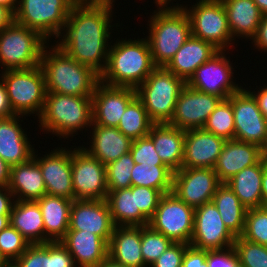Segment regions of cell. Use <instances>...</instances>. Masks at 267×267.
Masks as SVG:
<instances>
[{
	"mask_svg": "<svg viewBox=\"0 0 267 267\" xmlns=\"http://www.w3.org/2000/svg\"><path fill=\"white\" fill-rule=\"evenodd\" d=\"M112 6L113 1L79 0L72 7L65 34L60 35L63 38L57 44L75 61L99 74L108 62Z\"/></svg>",
	"mask_w": 267,
	"mask_h": 267,
	"instance_id": "1",
	"label": "cell"
},
{
	"mask_svg": "<svg viewBox=\"0 0 267 267\" xmlns=\"http://www.w3.org/2000/svg\"><path fill=\"white\" fill-rule=\"evenodd\" d=\"M53 46L55 47H52V50L49 48V51L45 46L40 61L45 75L46 91L92 97L100 82V74L93 68L75 61L57 44Z\"/></svg>",
	"mask_w": 267,
	"mask_h": 267,
	"instance_id": "2",
	"label": "cell"
},
{
	"mask_svg": "<svg viewBox=\"0 0 267 267\" xmlns=\"http://www.w3.org/2000/svg\"><path fill=\"white\" fill-rule=\"evenodd\" d=\"M156 68L148 40H119L109 47L108 62L100 81L110 86L136 89Z\"/></svg>",
	"mask_w": 267,
	"mask_h": 267,
	"instance_id": "3",
	"label": "cell"
},
{
	"mask_svg": "<svg viewBox=\"0 0 267 267\" xmlns=\"http://www.w3.org/2000/svg\"><path fill=\"white\" fill-rule=\"evenodd\" d=\"M149 21L147 40L153 63L156 67H165L192 36L189 17L181 5H159Z\"/></svg>",
	"mask_w": 267,
	"mask_h": 267,
	"instance_id": "4",
	"label": "cell"
},
{
	"mask_svg": "<svg viewBox=\"0 0 267 267\" xmlns=\"http://www.w3.org/2000/svg\"><path fill=\"white\" fill-rule=\"evenodd\" d=\"M40 128L66 138L93 123L92 97L47 92L43 110L38 117Z\"/></svg>",
	"mask_w": 267,
	"mask_h": 267,
	"instance_id": "5",
	"label": "cell"
},
{
	"mask_svg": "<svg viewBox=\"0 0 267 267\" xmlns=\"http://www.w3.org/2000/svg\"><path fill=\"white\" fill-rule=\"evenodd\" d=\"M186 83L167 70L165 67H156L146 80L136 90V97L155 124L169 123L174 108Z\"/></svg>",
	"mask_w": 267,
	"mask_h": 267,
	"instance_id": "6",
	"label": "cell"
},
{
	"mask_svg": "<svg viewBox=\"0 0 267 267\" xmlns=\"http://www.w3.org/2000/svg\"><path fill=\"white\" fill-rule=\"evenodd\" d=\"M47 40L37 31L13 21L0 31V63L7 70L40 65Z\"/></svg>",
	"mask_w": 267,
	"mask_h": 267,
	"instance_id": "7",
	"label": "cell"
},
{
	"mask_svg": "<svg viewBox=\"0 0 267 267\" xmlns=\"http://www.w3.org/2000/svg\"><path fill=\"white\" fill-rule=\"evenodd\" d=\"M1 79L15 115L23 117L36 113L40 116L47 94L45 75L40 65L28 69L4 70Z\"/></svg>",
	"mask_w": 267,
	"mask_h": 267,
	"instance_id": "8",
	"label": "cell"
},
{
	"mask_svg": "<svg viewBox=\"0 0 267 267\" xmlns=\"http://www.w3.org/2000/svg\"><path fill=\"white\" fill-rule=\"evenodd\" d=\"M79 0H19L14 21L40 33L46 40L61 38L72 7Z\"/></svg>",
	"mask_w": 267,
	"mask_h": 267,
	"instance_id": "9",
	"label": "cell"
},
{
	"mask_svg": "<svg viewBox=\"0 0 267 267\" xmlns=\"http://www.w3.org/2000/svg\"><path fill=\"white\" fill-rule=\"evenodd\" d=\"M193 6L191 10L181 6L189 17L192 36L213 44L220 51H226L234 39L222 1L199 0Z\"/></svg>",
	"mask_w": 267,
	"mask_h": 267,
	"instance_id": "10",
	"label": "cell"
},
{
	"mask_svg": "<svg viewBox=\"0 0 267 267\" xmlns=\"http://www.w3.org/2000/svg\"><path fill=\"white\" fill-rule=\"evenodd\" d=\"M194 208L173 192L162 196L148 225L173 242L188 244L193 234Z\"/></svg>",
	"mask_w": 267,
	"mask_h": 267,
	"instance_id": "11",
	"label": "cell"
},
{
	"mask_svg": "<svg viewBox=\"0 0 267 267\" xmlns=\"http://www.w3.org/2000/svg\"><path fill=\"white\" fill-rule=\"evenodd\" d=\"M72 182L75 200H106V166L84 147L71 150Z\"/></svg>",
	"mask_w": 267,
	"mask_h": 267,
	"instance_id": "12",
	"label": "cell"
},
{
	"mask_svg": "<svg viewBox=\"0 0 267 267\" xmlns=\"http://www.w3.org/2000/svg\"><path fill=\"white\" fill-rule=\"evenodd\" d=\"M228 99L234 115V140L256 144L267 153V119L255 98L242 88Z\"/></svg>",
	"mask_w": 267,
	"mask_h": 267,
	"instance_id": "13",
	"label": "cell"
},
{
	"mask_svg": "<svg viewBox=\"0 0 267 267\" xmlns=\"http://www.w3.org/2000/svg\"><path fill=\"white\" fill-rule=\"evenodd\" d=\"M223 52L219 51L201 64L186 84L194 90L215 95L222 100L239 92L242 87L233 83V68Z\"/></svg>",
	"mask_w": 267,
	"mask_h": 267,
	"instance_id": "14",
	"label": "cell"
},
{
	"mask_svg": "<svg viewBox=\"0 0 267 267\" xmlns=\"http://www.w3.org/2000/svg\"><path fill=\"white\" fill-rule=\"evenodd\" d=\"M220 184L214 168H181L173 172L172 192L195 209L211 202Z\"/></svg>",
	"mask_w": 267,
	"mask_h": 267,
	"instance_id": "15",
	"label": "cell"
},
{
	"mask_svg": "<svg viewBox=\"0 0 267 267\" xmlns=\"http://www.w3.org/2000/svg\"><path fill=\"white\" fill-rule=\"evenodd\" d=\"M235 236L224 222L213 202L194 209L193 234L189 245L203 250L232 247Z\"/></svg>",
	"mask_w": 267,
	"mask_h": 267,
	"instance_id": "16",
	"label": "cell"
},
{
	"mask_svg": "<svg viewBox=\"0 0 267 267\" xmlns=\"http://www.w3.org/2000/svg\"><path fill=\"white\" fill-rule=\"evenodd\" d=\"M221 100L215 95L194 90L186 84L179 93L172 119L168 124L183 130L203 128Z\"/></svg>",
	"mask_w": 267,
	"mask_h": 267,
	"instance_id": "17",
	"label": "cell"
},
{
	"mask_svg": "<svg viewBox=\"0 0 267 267\" xmlns=\"http://www.w3.org/2000/svg\"><path fill=\"white\" fill-rule=\"evenodd\" d=\"M135 97L134 88L110 86L100 81L92 95V125L117 127L126 107Z\"/></svg>",
	"mask_w": 267,
	"mask_h": 267,
	"instance_id": "18",
	"label": "cell"
},
{
	"mask_svg": "<svg viewBox=\"0 0 267 267\" xmlns=\"http://www.w3.org/2000/svg\"><path fill=\"white\" fill-rule=\"evenodd\" d=\"M114 228L106 200H73L69 230L94 233L109 243Z\"/></svg>",
	"mask_w": 267,
	"mask_h": 267,
	"instance_id": "19",
	"label": "cell"
},
{
	"mask_svg": "<svg viewBox=\"0 0 267 267\" xmlns=\"http://www.w3.org/2000/svg\"><path fill=\"white\" fill-rule=\"evenodd\" d=\"M37 158L33 152V158L41 168V173L49 195L60 196L70 200H75L72 167L71 150L56 148L46 156Z\"/></svg>",
	"mask_w": 267,
	"mask_h": 267,
	"instance_id": "20",
	"label": "cell"
},
{
	"mask_svg": "<svg viewBox=\"0 0 267 267\" xmlns=\"http://www.w3.org/2000/svg\"><path fill=\"white\" fill-rule=\"evenodd\" d=\"M225 142L203 128L185 130L182 168H214Z\"/></svg>",
	"mask_w": 267,
	"mask_h": 267,
	"instance_id": "21",
	"label": "cell"
},
{
	"mask_svg": "<svg viewBox=\"0 0 267 267\" xmlns=\"http://www.w3.org/2000/svg\"><path fill=\"white\" fill-rule=\"evenodd\" d=\"M266 151L253 143L226 140L214 166L218 180L226 183L230 178L246 167L257 164Z\"/></svg>",
	"mask_w": 267,
	"mask_h": 267,
	"instance_id": "22",
	"label": "cell"
},
{
	"mask_svg": "<svg viewBox=\"0 0 267 267\" xmlns=\"http://www.w3.org/2000/svg\"><path fill=\"white\" fill-rule=\"evenodd\" d=\"M60 242L78 267H98L108 257V243L94 233L68 230Z\"/></svg>",
	"mask_w": 267,
	"mask_h": 267,
	"instance_id": "23",
	"label": "cell"
},
{
	"mask_svg": "<svg viewBox=\"0 0 267 267\" xmlns=\"http://www.w3.org/2000/svg\"><path fill=\"white\" fill-rule=\"evenodd\" d=\"M20 117L21 115H14L0 119V157L10 167L27 162L34 152L21 128Z\"/></svg>",
	"mask_w": 267,
	"mask_h": 267,
	"instance_id": "24",
	"label": "cell"
},
{
	"mask_svg": "<svg viewBox=\"0 0 267 267\" xmlns=\"http://www.w3.org/2000/svg\"><path fill=\"white\" fill-rule=\"evenodd\" d=\"M219 51L213 44L191 36L165 68L187 83L196 69Z\"/></svg>",
	"mask_w": 267,
	"mask_h": 267,
	"instance_id": "25",
	"label": "cell"
},
{
	"mask_svg": "<svg viewBox=\"0 0 267 267\" xmlns=\"http://www.w3.org/2000/svg\"><path fill=\"white\" fill-rule=\"evenodd\" d=\"M108 257L126 267H148L141 252V226H115Z\"/></svg>",
	"mask_w": 267,
	"mask_h": 267,
	"instance_id": "26",
	"label": "cell"
},
{
	"mask_svg": "<svg viewBox=\"0 0 267 267\" xmlns=\"http://www.w3.org/2000/svg\"><path fill=\"white\" fill-rule=\"evenodd\" d=\"M7 187L18 201H37L47 194L41 168L33 157L10 167Z\"/></svg>",
	"mask_w": 267,
	"mask_h": 267,
	"instance_id": "27",
	"label": "cell"
},
{
	"mask_svg": "<svg viewBox=\"0 0 267 267\" xmlns=\"http://www.w3.org/2000/svg\"><path fill=\"white\" fill-rule=\"evenodd\" d=\"M90 148H84L91 156L105 166L130 152L133 140L120 132L117 127L92 125Z\"/></svg>",
	"mask_w": 267,
	"mask_h": 267,
	"instance_id": "28",
	"label": "cell"
},
{
	"mask_svg": "<svg viewBox=\"0 0 267 267\" xmlns=\"http://www.w3.org/2000/svg\"><path fill=\"white\" fill-rule=\"evenodd\" d=\"M148 136L162 162L173 172L182 168L185 130L168 123L154 124Z\"/></svg>",
	"mask_w": 267,
	"mask_h": 267,
	"instance_id": "29",
	"label": "cell"
},
{
	"mask_svg": "<svg viewBox=\"0 0 267 267\" xmlns=\"http://www.w3.org/2000/svg\"><path fill=\"white\" fill-rule=\"evenodd\" d=\"M36 202L42 213L46 242L61 241L69 230L73 200L46 194Z\"/></svg>",
	"mask_w": 267,
	"mask_h": 267,
	"instance_id": "30",
	"label": "cell"
},
{
	"mask_svg": "<svg viewBox=\"0 0 267 267\" xmlns=\"http://www.w3.org/2000/svg\"><path fill=\"white\" fill-rule=\"evenodd\" d=\"M15 267H77L73 256L60 242L31 244L13 263Z\"/></svg>",
	"mask_w": 267,
	"mask_h": 267,
	"instance_id": "31",
	"label": "cell"
},
{
	"mask_svg": "<svg viewBox=\"0 0 267 267\" xmlns=\"http://www.w3.org/2000/svg\"><path fill=\"white\" fill-rule=\"evenodd\" d=\"M9 222L30 244L46 243L43 217L36 201L15 200Z\"/></svg>",
	"mask_w": 267,
	"mask_h": 267,
	"instance_id": "32",
	"label": "cell"
},
{
	"mask_svg": "<svg viewBox=\"0 0 267 267\" xmlns=\"http://www.w3.org/2000/svg\"><path fill=\"white\" fill-rule=\"evenodd\" d=\"M228 17L232 38H253L262 14L253 0H221Z\"/></svg>",
	"mask_w": 267,
	"mask_h": 267,
	"instance_id": "33",
	"label": "cell"
},
{
	"mask_svg": "<svg viewBox=\"0 0 267 267\" xmlns=\"http://www.w3.org/2000/svg\"><path fill=\"white\" fill-rule=\"evenodd\" d=\"M262 175L263 158L257 164L244 168L226 182L247 209L263 207Z\"/></svg>",
	"mask_w": 267,
	"mask_h": 267,
	"instance_id": "34",
	"label": "cell"
},
{
	"mask_svg": "<svg viewBox=\"0 0 267 267\" xmlns=\"http://www.w3.org/2000/svg\"><path fill=\"white\" fill-rule=\"evenodd\" d=\"M115 226H146L149 219L136 210L135 186L110 191L106 198Z\"/></svg>",
	"mask_w": 267,
	"mask_h": 267,
	"instance_id": "35",
	"label": "cell"
},
{
	"mask_svg": "<svg viewBox=\"0 0 267 267\" xmlns=\"http://www.w3.org/2000/svg\"><path fill=\"white\" fill-rule=\"evenodd\" d=\"M212 202L218 209L224 225L235 237L241 236L248 209L240 202L234 191L226 183H221L213 195Z\"/></svg>",
	"mask_w": 267,
	"mask_h": 267,
	"instance_id": "36",
	"label": "cell"
},
{
	"mask_svg": "<svg viewBox=\"0 0 267 267\" xmlns=\"http://www.w3.org/2000/svg\"><path fill=\"white\" fill-rule=\"evenodd\" d=\"M173 171L165 164H134L131 170L132 186H142L172 192Z\"/></svg>",
	"mask_w": 267,
	"mask_h": 267,
	"instance_id": "37",
	"label": "cell"
},
{
	"mask_svg": "<svg viewBox=\"0 0 267 267\" xmlns=\"http://www.w3.org/2000/svg\"><path fill=\"white\" fill-rule=\"evenodd\" d=\"M155 123L150 119L144 104L135 97L126 107L117 129L132 140L148 136Z\"/></svg>",
	"mask_w": 267,
	"mask_h": 267,
	"instance_id": "38",
	"label": "cell"
},
{
	"mask_svg": "<svg viewBox=\"0 0 267 267\" xmlns=\"http://www.w3.org/2000/svg\"><path fill=\"white\" fill-rule=\"evenodd\" d=\"M203 129L225 140L234 139V115L232 103L228 98L219 102Z\"/></svg>",
	"mask_w": 267,
	"mask_h": 267,
	"instance_id": "39",
	"label": "cell"
},
{
	"mask_svg": "<svg viewBox=\"0 0 267 267\" xmlns=\"http://www.w3.org/2000/svg\"><path fill=\"white\" fill-rule=\"evenodd\" d=\"M134 161L131 153L122 155L118 160L106 165L107 190L130 188L131 170L134 168Z\"/></svg>",
	"mask_w": 267,
	"mask_h": 267,
	"instance_id": "40",
	"label": "cell"
},
{
	"mask_svg": "<svg viewBox=\"0 0 267 267\" xmlns=\"http://www.w3.org/2000/svg\"><path fill=\"white\" fill-rule=\"evenodd\" d=\"M173 241L149 225L141 226V252L144 263L149 267L168 249Z\"/></svg>",
	"mask_w": 267,
	"mask_h": 267,
	"instance_id": "41",
	"label": "cell"
},
{
	"mask_svg": "<svg viewBox=\"0 0 267 267\" xmlns=\"http://www.w3.org/2000/svg\"><path fill=\"white\" fill-rule=\"evenodd\" d=\"M233 247L244 267H267V246L236 236Z\"/></svg>",
	"mask_w": 267,
	"mask_h": 267,
	"instance_id": "42",
	"label": "cell"
},
{
	"mask_svg": "<svg viewBox=\"0 0 267 267\" xmlns=\"http://www.w3.org/2000/svg\"><path fill=\"white\" fill-rule=\"evenodd\" d=\"M241 236L248 241L267 246V207L247 210L245 228Z\"/></svg>",
	"mask_w": 267,
	"mask_h": 267,
	"instance_id": "43",
	"label": "cell"
},
{
	"mask_svg": "<svg viewBox=\"0 0 267 267\" xmlns=\"http://www.w3.org/2000/svg\"><path fill=\"white\" fill-rule=\"evenodd\" d=\"M30 245L10 224L0 231V251L10 263L19 258Z\"/></svg>",
	"mask_w": 267,
	"mask_h": 267,
	"instance_id": "44",
	"label": "cell"
},
{
	"mask_svg": "<svg viewBox=\"0 0 267 267\" xmlns=\"http://www.w3.org/2000/svg\"><path fill=\"white\" fill-rule=\"evenodd\" d=\"M130 153L135 164H164L149 136L133 140Z\"/></svg>",
	"mask_w": 267,
	"mask_h": 267,
	"instance_id": "45",
	"label": "cell"
},
{
	"mask_svg": "<svg viewBox=\"0 0 267 267\" xmlns=\"http://www.w3.org/2000/svg\"><path fill=\"white\" fill-rule=\"evenodd\" d=\"M164 194L153 188L135 186L136 210H140L150 219Z\"/></svg>",
	"mask_w": 267,
	"mask_h": 267,
	"instance_id": "46",
	"label": "cell"
},
{
	"mask_svg": "<svg viewBox=\"0 0 267 267\" xmlns=\"http://www.w3.org/2000/svg\"><path fill=\"white\" fill-rule=\"evenodd\" d=\"M189 245L181 242H173L151 267H181L184 253Z\"/></svg>",
	"mask_w": 267,
	"mask_h": 267,
	"instance_id": "47",
	"label": "cell"
},
{
	"mask_svg": "<svg viewBox=\"0 0 267 267\" xmlns=\"http://www.w3.org/2000/svg\"><path fill=\"white\" fill-rule=\"evenodd\" d=\"M208 267H237L239 258L234 247L206 250Z\"/></svg>",
	"mask_w": 267,
	"mask_h": 267,
	"instance_id": "48",
	"label": "cell"
},
{
	"mask_svg": "<svg viewBox=\"0 0 267 267\" xmlns=\"http://www.w3.org/2000/svg\"><path fill=\"white\" fill-rule=\"evenodd\" d=\"M181 267H208L206 250L189 245L184 253Z\"/></svg>",
	"mask_w": 267,
	"mask_h": 267,
	"instance_id": "49",
	"label": "cell"
},
{
	"mask_svg": "<svg viewBox=\"0 0 267 267\" xmlns=\"http://www.w3.org/2000/svg\"><path fill=\"white\" fill-rule=\"evenodd\" d=\"M251 40L257 49L267 52V16H262L256 35Z\"/></svg>",
	"mask_w": 267,
	"mask_h": 267,
	"instance_id": "50",
	"label": "cell"
},
{
	"mask_svg": "<svg viewBox=\"0 0 267 267\" xmlns=\"http://www.w3.org/2000/svg\"><path fill=\"white\" fill-rule=\"evenodd\" d=\"M0 119L14 116L4 82L0 79Z\"/></svg>",
	"mask_w": 267,
	"mask_h": 267,
	"instance_id": "51",
	"label": "cell"
},
{
	"mask_svg": "<svg viewBox=\"0 0 267 267\" xmlns=\"http://www.w3.org/2000/svg\"><path fill=\"white\" fill-rule=\"evenodd\" d=\"M12 198L15 197L7 186L0 187V215L11 213L13 205L15 203V199Z\"/></svg>",
	"mask_w": 267,
	"mask_h": 267,
	"instance_id": "52",
	"label": "cell"
},
{
	"mask_svg": "<svg viewBox=\"0 0 267 267\" xmlns=\"http://www.w3.org/2000/svg\"><path fill=\"white\" fill-rule=\"evenodd\" d=\"M248 92L255 98L261 113L267 119V86L260 91L258 90L257 93L251 91Z\"/></svg>",
	"mask_w": 267,
	"mask_h": 267,
	"instance_id": "53",
	"label": "cell"
},
{
	"mask_svg": "<svg viewBox=\"0 0 267 267\" xmlns=\"http://www.w3.org/2000/svg\"><path fill=\"white\" fill-rule=\"evenodd\" d=\"M14 21V14L6 7L0 5V31Z\"/></svg>",
	"mask_w": 267,
	"mask_h": 267,
	"instance_id": "54",
	"label": "cell"
},
{
	"mask_svg": "<svg viewBox=\"0 0 267 267\" xmlns=\"http://www.w3.org/2000/svg\"><path fill=\"white\" fill-rule=\"evenodd\" d=\"M10 166L0 157V187L8 186Z\"/></svg>",
	"mask_w": 267,
	"mask_h": 267,
	"instance_id": "55",
	"label": "cell"
},
{
	"mask_svg": "<svg viewBox=\"0 0 267 267\" xmlns=\"http://www.w3.org/2000/svg\"><path fill=\"white\" fill-rule=\"evenodd\" d=\"M262 198L263 207H267V154L263 157Z\"/></svg>",
	"mask_w": 267,
	"mask_h": 267,
	"instance_id": "56",
	"label": "cell"
},
{
	"mask_svg": "<svg viewBox=\"0 0 267 267\" xmlns=\"http://www.w3.org/2000/svg\"><path fill=\"white\" fill-rule=\"evenodd\" d=\"M17 3L19 4L18 0H0V5L8 8L13 14H15V12L18 8Z\"/></svg>",
	"mask_w": 267,
	"mask_h": 267,
	"instance_id": "57",
	"label": "cell"
},
{
	"mask_svg": "<svg viewBox=\"0 0 267 267\" xmlns=\"http://www.w3.org/2000/svg\"><path fill=\"white\" fill-rule=\"evenodd\" d=\"M258 6L262 16H267V0H253Z\"/></svg>",
	"mask_w": 267,
	"mask_h": 267,
	"instance_id": "58",
	"label": "cell"
},
{
	"mask_svg": "<svg viewBox=\"0 0 267 267\" xmlns=\"http://www.w3.org/2000/svg\"><path fill=\"white\" fill-rule=\"evenodd\" d=\"M98 267H126L107 257Z\"/></svg>",
	"mask_w": 267,
	"mask_h": 267,
	"instance_id": "59",
	"label": "cell"
},
{
	"mask_svg": "<svg viewBox=\"0 0 267 267\" xmlns=\"http://www.w3.org/2000/svg\"><path fill=\"white\" fill-rule=\"evenodd\" d=\"M9 216H10V214H1L0 215V231L5 229L10 224Z\"/></svg>",
	"mask_w": 267,
	"mask_h": 267,
	"instance_id": "60",
	"label": "cell"
},
{
	"mask_svg": "<svg viewBox=\"0 0 267 267\" xmlns=\"http://www.w3.org/2000/svg\"><path fill=\"white\" fill-rule=\"evenodd\" d=\"M11 263L0 251V267H8Z\"/></svg>",
	"mask_w": 267,
	"mask_h": 267,
	"instance_id": "61",
	"label": "cell"
},
{
	"mask_svg": "<svg viewBox=\"0 0 267 267\" xmlns=\"http://www.w3.org/2000/svg\"><path fill=\"white\" fill-rule=\"evenodd\" d=\"M170 1H172V0H155V3L157 4V7L159 6V5H165V6H167L169 3H170Z\"/></svg>",
	"mask_w": 267,
	"mask_h": 267,
	"instance_id": "62",
	"label": "cell"
},
{
	"mask_svg": "<svg viewBox=\"0 0 267 267\" xmlns=\"http://www.w3.org/2000/svg\"><path fill=\"white\" fill-rule=\"evenodd\" d=\"M237 267H244L241 265L240 261L237 262Z\"/></svg>",
	"mask_w": 267,
	"mask_h": 267,
	"instance_id": "63",
	"label": "cell"
},
{
	"mask_svg": "<svg viewBox=\"0 0 267 267\" xmlns=\"http://www.w3.org/2000/svg\"><path fill=\"white\" fill-rule=\"evenodd\" d=\"M91 1H113L114 2V0H91Z\"/></svg>",
	"mask_w": 267,
	"mask_h": 267,
	"instance_id": "64",
	"label": "cell"
},
{
	"mask_svg": "<svg viewBox=\"0 0 267 267\" xmlns=\"http://www.w3.org/2000/svg\"><path fill=\"white\" fill-rule=\"evenodd\" d=\"M8 267H15L12 263Z\"/></svg>",
	"mask_w": 267,
	"mask_h": 267,
	"instance_id": "65",
	"label": "cell"
}]
</instances>
